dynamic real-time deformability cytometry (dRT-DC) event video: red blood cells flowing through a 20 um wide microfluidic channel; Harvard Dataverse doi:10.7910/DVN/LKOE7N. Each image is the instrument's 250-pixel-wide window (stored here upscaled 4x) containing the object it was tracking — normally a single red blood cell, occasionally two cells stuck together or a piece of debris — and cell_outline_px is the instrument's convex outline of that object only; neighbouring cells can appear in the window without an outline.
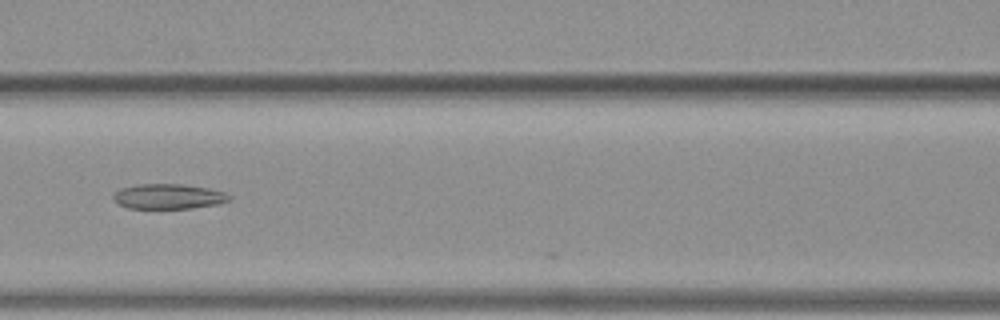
{"species": "common noctule bat (a hibernating species)", "species_latin": "Nyctalus noctula", "temperature_condition": "warm", "stored_images_in_passage": 39, "camera_frame_rate_fps": 3000, "um_per_image_px": 0.085, "animal": {"sex": "female", "body_mass_g": 19.3, "forearm_length_mm": 54.1}, "frame": {"image": 1, "passage_image": 9, "time_ms": 2.667, "image_size_px": [1000, 320], "cell_outline_px": [[232, 200], [220, 204], [192, 208], [128, 208], [112, 200], [112, 192], [120, 188], [140, 184], [180, 184], [208, 188], [224, 192], [232, 196]], "centroid_in_image_um": [14.32, 16.7], "position_along_channel_um": 152.3, "area_um2": 17.11}}
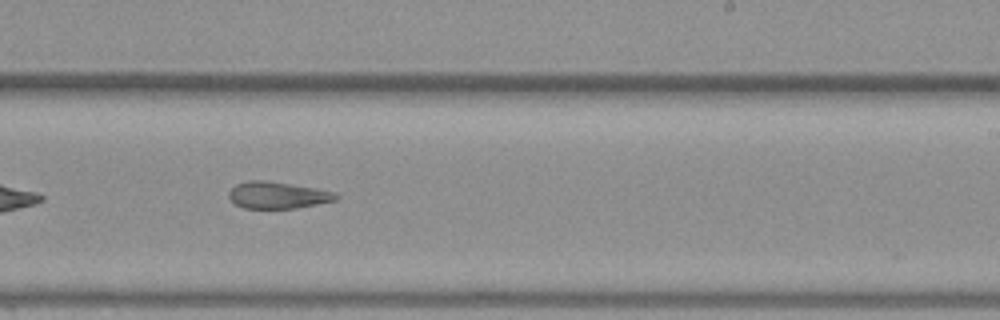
{"frame": {"image": 2, "passage_image": 18, "time_ms": 5.667, "image_size_px": [1000, 320], "cell_outline_px": [[340, 196], [336, 200], [296, 208], [244, 208], [236, 204], [228, 196], [228, 192], [236, 184], [248, 180], [268, 180], [316, 188], [336, 192]], "centroid_in_image_um": [23.61, 16.57], "position_along_channel_um": 265.4, "area_um2": 16.76}}
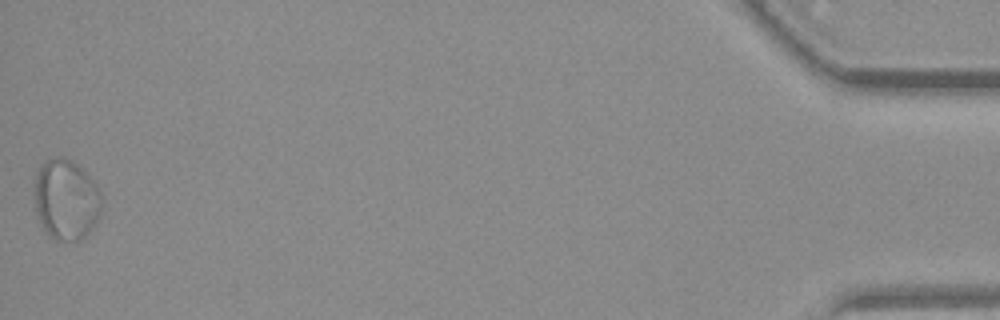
{"frame": {"image": 3, "passage_image": 39, "time_ms": 12.667, "image_size_px": [1000, 320], "cell_outline_px": [[104, 200], [100, 212], [92, 228], [80, 240], [56, 240], [48, 236], [40, 220], [36, 208], [36, 176], [44, 160], [60, 156], [64, 156], [72, 160], [84, 168], [96, 184]], "centroid_in_image_um": [5.67, 16.93], "position_along_channel_um": 429.5, "area_um2": 31.5}, "authors_computed_cell_mechanics": {"area_um2": 18.3804, "velocity_mm_per_s": 3.7932, "shape_relaxation_time_tau1_ms": null, "shape_relaxation_time_tau2_ms": 4.8379, "deformation_change_tau1": null, "deformation_change_tau2": 0.1287}}